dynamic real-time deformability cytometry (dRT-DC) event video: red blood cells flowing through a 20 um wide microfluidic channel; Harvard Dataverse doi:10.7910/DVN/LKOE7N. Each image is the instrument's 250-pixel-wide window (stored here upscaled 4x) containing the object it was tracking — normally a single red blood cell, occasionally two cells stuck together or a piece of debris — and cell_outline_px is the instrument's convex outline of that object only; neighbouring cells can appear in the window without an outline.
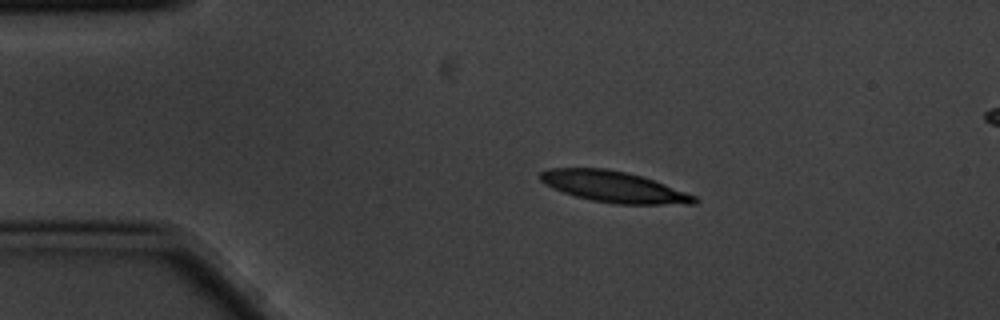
{"species": "common noctule bat (a hibernating species)", "species_latin": "Nyctalus noctula", "temperature_condition": "cold", "stored_images_in_passage": 6, "camera_frame_rate_fps": 3000, "um_per_image_px": 0.085, "animal": {"sex": "male", "body_mass_g": 20.1, "forearm_length_mm": 53.5}, "frame": {"image": 1, "passage_image": 3, "time_ms": 0.667, "image_size_px": [1000, 320], "cell_outline_px": [[700, 200], [696, 204], [612, 204], [592, 200], [576, 196], [552, 188], [544, 184], [540, 180], [540, 172], [548, 168], [608, 168], [644, 176], [696, 196]], "centroid_in_image_um": [52.18, 15.87], "position_along_channel_um": 32.8, "area_um2": 28.03}}